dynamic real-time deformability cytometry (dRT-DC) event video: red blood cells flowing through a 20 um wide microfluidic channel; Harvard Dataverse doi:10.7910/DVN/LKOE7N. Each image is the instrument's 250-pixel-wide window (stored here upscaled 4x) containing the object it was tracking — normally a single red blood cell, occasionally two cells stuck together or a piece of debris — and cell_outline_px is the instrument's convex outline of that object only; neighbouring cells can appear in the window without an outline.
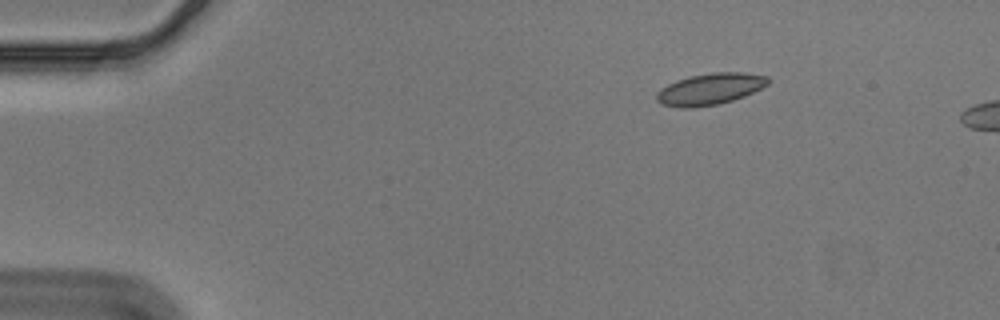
{"species": "Egyptian fruit bat (a non-hibernating species)", "species_latin": "Rousettus aegyptiacus", "temperature_condition": "cold", "stored_images_in_passage": 6, "camera_frame_rate_fps": 3000, "um_per_image_px": 0.085, "animal": {"sex": "male"}, "frame": {"image": 1, "passage_image": 1, "time_ms": 0.0, "image_size_px": [1000, 320], "cell_outline_px": [[772, 80], [768, 84], [744, 96], [720, 104], [692, 108], [680, 108], [660, 104], [656, 100], [656, 92], [660, 88], [676, 80], [688, 76], [712, 72], [744, 72], [768, 76]], "centroid_in_image_um": [60.33, 7.56], "position_along_channel_um": 24.7, "area_um2": 20.75}}